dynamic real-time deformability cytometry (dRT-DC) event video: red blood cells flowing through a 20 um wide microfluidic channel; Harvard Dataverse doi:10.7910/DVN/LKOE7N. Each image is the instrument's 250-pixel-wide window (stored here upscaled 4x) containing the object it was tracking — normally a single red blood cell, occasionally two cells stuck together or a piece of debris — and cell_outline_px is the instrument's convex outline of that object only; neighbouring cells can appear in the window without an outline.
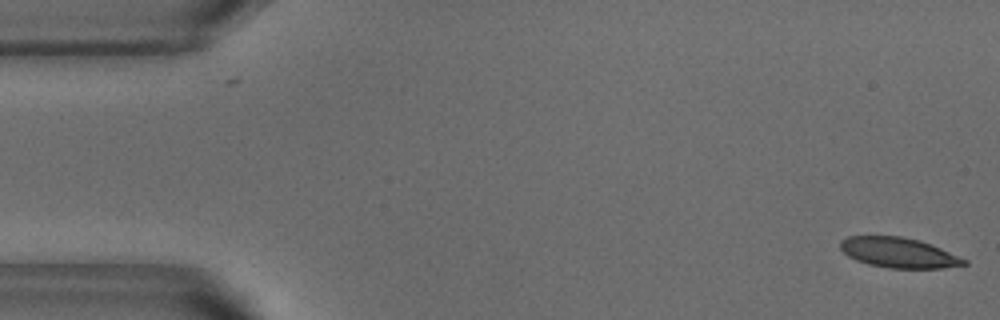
{"species": "common noctule bat (a hibernating species)", "species_latin": "Nyctalus noctula", "temperature_condition": "warm", "stored_images_in_passage": 52, "camera_frame_rate_fps": 3000, "um_per_image_px": 0.085, "animal": {"sex": "male", "body_mass_g": 18.8}, "frame": {"image": 1, "passage_image": 1, "time_ms": 0.0, "image_size_px": [1000, 320], "cell_outline_px": [[968, 264], [940, 268], [888, 268], [868, 264], [856, 260], [848, 256], [840, 248], [840, 240], [848, 236], [900, 236], [920, 240], [940, 248], [968, 260]], "centroid_in_image_um": [76.37, 21.47], "position_along_channel_um": 8.6, "area_um2": 21.68}}
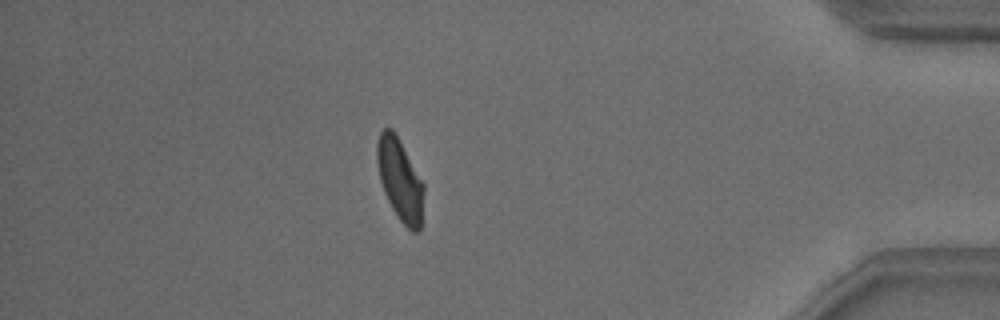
{"frame": {"image": 2, "passage_image": 45, "time_ms": 14.667, "image_size_px": [1000, 320], "cell_outline_px": [[424, 192], [420, 232], [412, 232], [400, 220], [392, 208], [384, 192], [380, 180], [376, 160], [376, 144], [380, 132], [384, 128], [392, 128], [400, 140], [424, 184]], "centroid_in_image_um": [33.99, 15.27], "position_along_channel_um": 401.2, "area_um2": 22.37}}
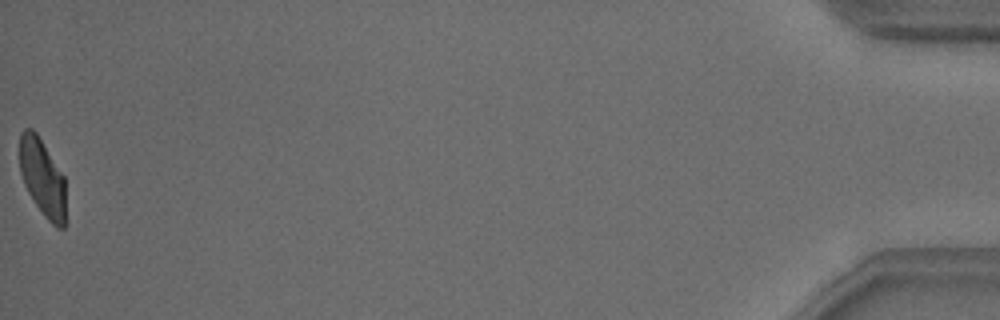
{"frame": {"image": 3, "passage_image": 52, "time_ms": 17.0, "image_size_px": [1000, 320], "cell_outline_px": [[64, 228], [56, 228], [44, 216], [28, 192], [24, 184], [20, 172], [20, 132], [24, 128], [32, 128], [36, 132], [64, 176]], "centroid_in_image_um": [3.58, 15.08], "position_along_channel_um": 431.6, "area_um2": 20.52}}